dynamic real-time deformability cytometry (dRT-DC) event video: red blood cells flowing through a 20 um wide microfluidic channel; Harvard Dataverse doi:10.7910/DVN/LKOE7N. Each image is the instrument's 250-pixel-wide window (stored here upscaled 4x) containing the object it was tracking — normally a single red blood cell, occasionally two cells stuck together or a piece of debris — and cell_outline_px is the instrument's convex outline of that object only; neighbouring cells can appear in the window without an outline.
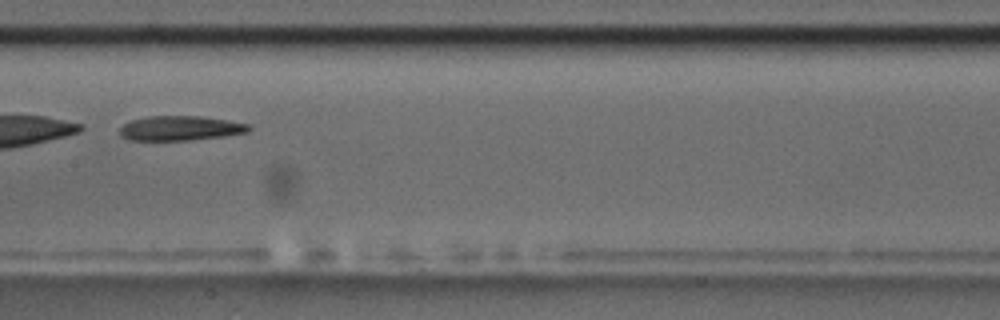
{"species": "common noctule bat (a hibernating species)", "species_latin": "Nyctalus noctula", "temperature_condition": "room temperature", "stored_images_in_passage": 50, "camera_frame_rate_fps": 3000, "um_per_image_px": 0.085, "animal": {"sex": "male", "body_mass_g": 17.5, "forearm_length_mm": 52.3}, "frame": {"image": 1, "passage_image": 23, "time_ms": 7.333, "image_size_px": [1000, 320], "cell_outline_px": [[252, 128], [248, 132], [224, 136], [188, 140], [128, 140], [120, 136], [120, 128], [124, 124], [132, 120], [148, 116], [200, 116], [228, 120], [248, 124]], "centroid_in_image_um": [15.32, 10.9], "position_along_channel_um": 192.1, "area_um2": 18.5}}
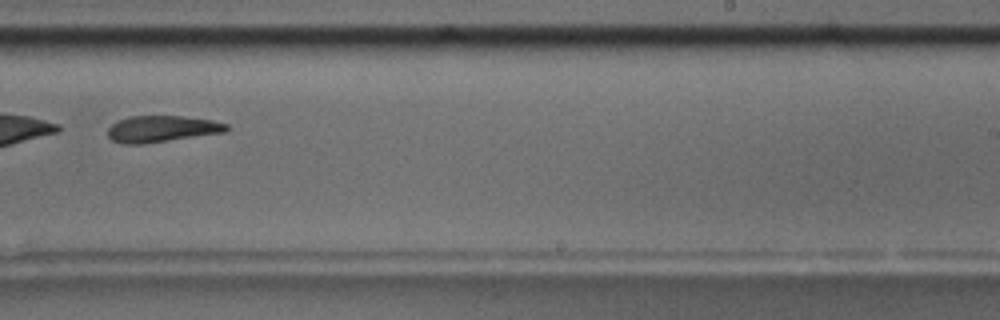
{"frame": {"image": 2, "passage_image": 30, "time_ms": 9.667, "image_size_px": [1000, 320], "cell_outline_px": [[228, 132], [144, 144], [120, 144], [112, 140], [108, 136], [108, 128], [116, 120], [128, 116], [184, 116], [212, 120], [228, 124]], "centroid_in_image_um": [13.75, 10.96], "position_along_channel_um": 275.3, "area_um2": 18.61}, "authors_computed_cell_mechanics": {"area_um2": 20.6057, "velocity_mm_per_s": 3.5693, "shape_relaxation_time_tau1_ms": null, "shape_relaxation_time_tau2_ms": 9.3849, "deformation_change_tau1": null, "deformation_change_tau2": 0.2086}}